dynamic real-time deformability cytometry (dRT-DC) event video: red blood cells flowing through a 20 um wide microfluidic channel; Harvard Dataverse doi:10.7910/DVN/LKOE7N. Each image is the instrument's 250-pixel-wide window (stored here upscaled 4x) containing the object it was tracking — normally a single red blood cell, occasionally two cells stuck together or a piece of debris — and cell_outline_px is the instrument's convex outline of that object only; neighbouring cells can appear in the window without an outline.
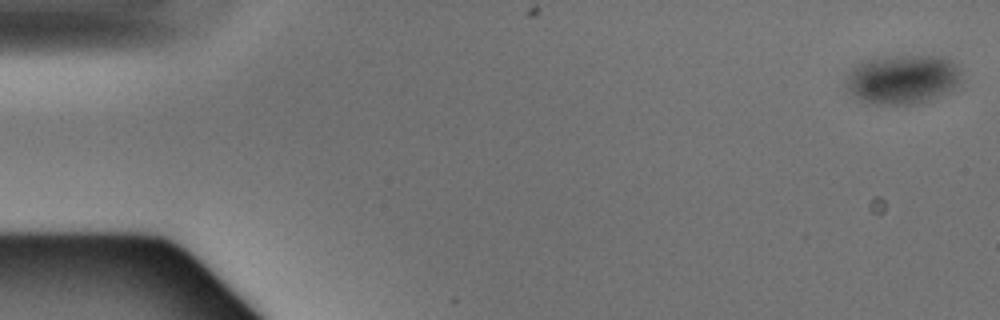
{"species": "Egyptian fruit bat (a non-hibernating species)", "species_latin": "Rousettus aegyptiacus", "temperature_condition": "warm", "stored_images_in_passage": 4, "camera_frame_rate_fps": 3000, "um_per_image_px": 0.085, "animal": {"sex": "male"}, "frame": {"image": 1, "passage_image": 1, "time_ms": 0.0, "image_size_px": [1000, 320], "cell_outline_px": [[960, 80], [952, 88], [928, 100], [916, 104], [868, 104], [852, 96], [848, 92], [844, 84], [844, 80], [848, 72], [856, 64], [864, 60], [884, 56], [936, 56], [948, 60], [956, 64], [960, 72]], "centroid_in_image_um": [76.6, 6.74], "position_along_channel_um": 8.4, "area_um2": 33.18}}
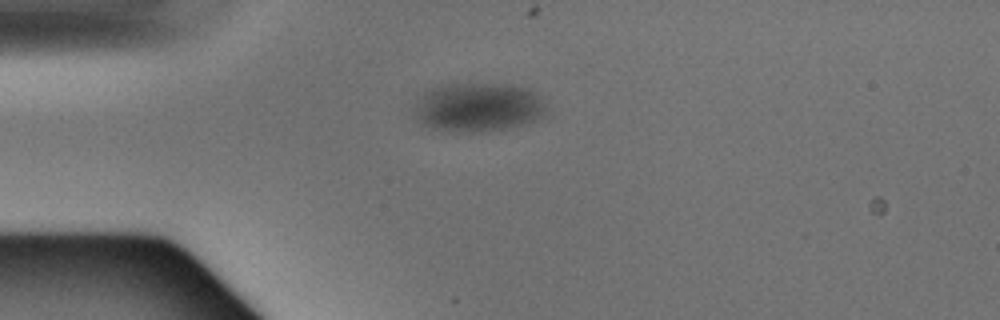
{"frame": {"image": 2, "passage_image": 4, "time_ms": 1.0, "image_size_px": [1000, 320], "cell_outline_px": [[548, 116], [528, 124], [508, 128], [484, 132], [452, 132], [432, 128], [420, 124], [416, 120], [412, 112], [416, 100], [424, 92], [432, 88], [452, 84], [504, 84], [528, 88], [536, 92], [544, 100]], "centroid_in_image_um": [40.67, 9.14], "position_along_channel_um": 44.3, "area_um2": 38.61}}